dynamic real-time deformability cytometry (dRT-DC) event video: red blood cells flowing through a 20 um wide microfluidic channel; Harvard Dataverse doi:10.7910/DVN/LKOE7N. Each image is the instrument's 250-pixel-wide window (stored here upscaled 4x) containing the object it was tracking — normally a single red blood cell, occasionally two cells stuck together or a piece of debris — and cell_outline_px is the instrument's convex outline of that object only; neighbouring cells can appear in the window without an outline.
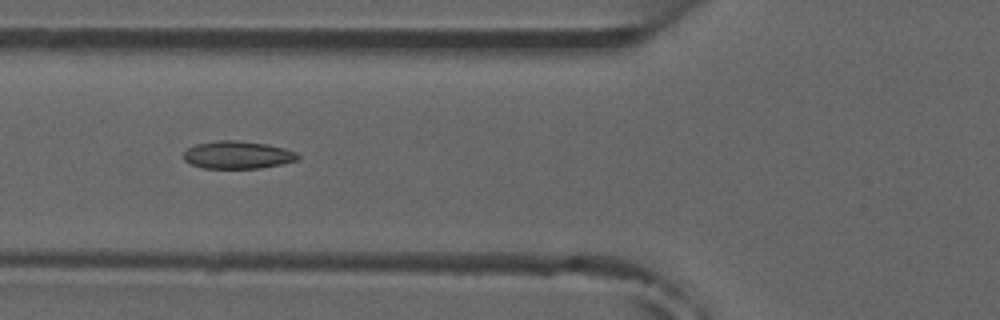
{"species": "common noctule bat (a hibernating species)", "species_latin": "Nyctalus noctula", "temperature_condition": "room temperature", "stored_images_in_passage": 7, "camera_frame_rate_fps": 3000, "um_per_image_px": 0.085, "animal": {"sex": "male", "forearm_length_mm": 52.5}, "frame": {"image": 1, "passage_image": 5, "time_ms": 5.667, "image_size_px": [1000, 320], "cell_outline_px": [[300, 156], [296, 160], [280, 164], [260, 168], [204, 168], [192, 164], [184, 160], [184, 152], [188, 148], [196, 144], [216, 140], [236, 140], [268, 144], [284, 148], [296, 152]], "centroid_in_image_um": [20.19, 13.16], "position_along_channel_um": 105.6, "area_um2": 18.32}}
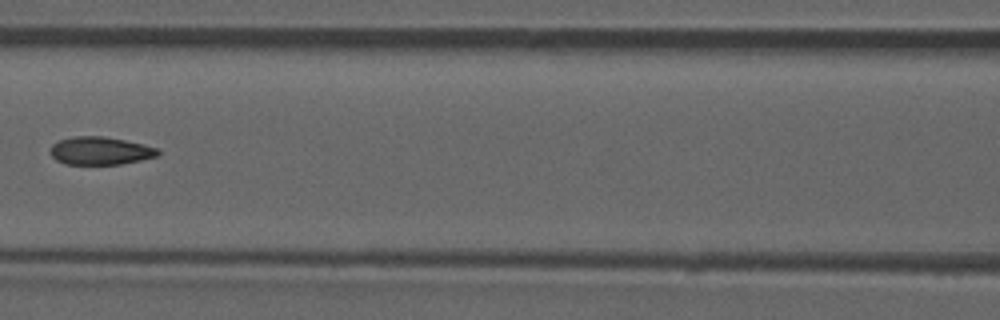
{"frame": {"image": 2, "passage_image": 6, "time_ms": 7.0, "image_size_px": [1000, 320], "cell_outline_px": [[160, 156], [120, 164], [64, 164], [56, 160], [48, 152], [52, 144], [60, 140], [76, 136], [104, 136], [144, 144], [156, 148], [160, 152]], "centroid_in_image_um": [8.51, 12.82], "position_along_channel_um": 158.1, "area_um2": 17.57}}